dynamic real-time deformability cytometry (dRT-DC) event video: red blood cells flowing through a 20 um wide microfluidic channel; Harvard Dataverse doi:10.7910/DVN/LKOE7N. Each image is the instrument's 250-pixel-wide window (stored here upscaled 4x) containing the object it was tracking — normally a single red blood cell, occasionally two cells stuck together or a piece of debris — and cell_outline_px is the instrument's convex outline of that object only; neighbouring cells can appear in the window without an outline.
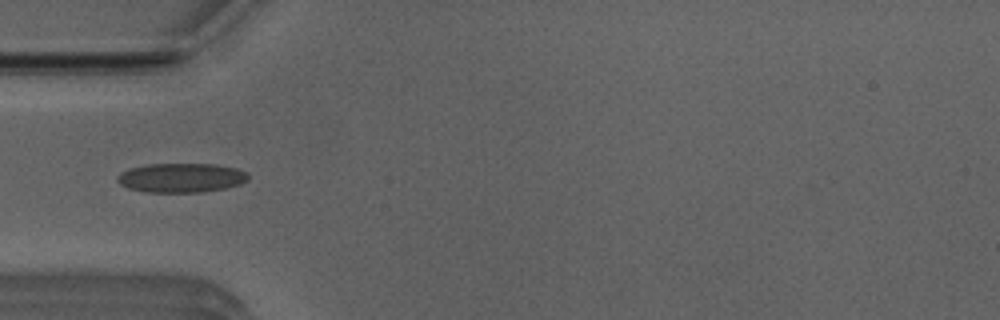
{"species": "Egyptian fruit bat (a non-hibernating species)", "species_latin": "Rousettus aegyptiacus", "temperature_condition": "room temperature", "stored_images_in_passage": 35, "camera_frame_rate_fps": 3000, "um_per_image_px": 0.085, "animal": {"sex": "male"}, "frame": {"image": 1, "passage_image": 2, "time_ms": 0.333, "image_size_px": [1000, 320], "cell_outline_px": [[248, 180], [240, 184], [224, 188], [200, 192], [148, 192], [128, 188], [120, 184], [116, 180], [116, 176], [120, 172], [128, 168], [148, 164], [216, 164], [236, 168], [248, 172]], "centroid_in_image_um": [15.38, 15.1], "position_along_channel_um": 69.6, "area_um2": 22.43}}
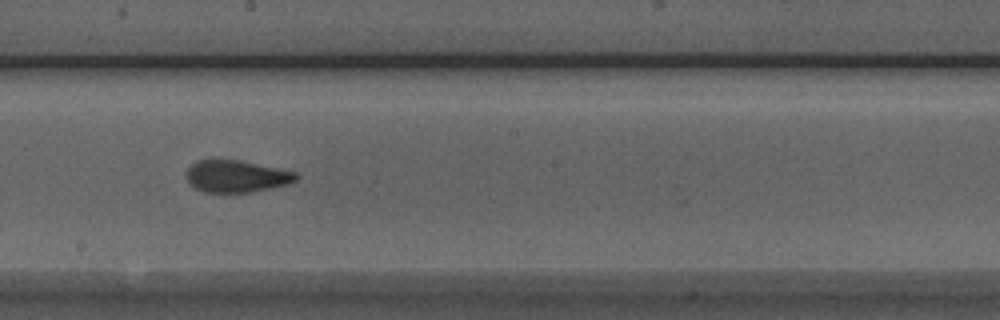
{"frame": {"image": 2, "passage_image": 14, "time_ms": 4.333, "image_size_px": [1000, 320], "cell_outline_px": [[300, 176], [296, 180], [288, 184], [248, 192], [204, 192], [188, 184], [184, 176], [184, 172], [196, 160], [212, 156], [240, 160], [296, 172]], "centroid_in_image_um": [19.99, 14.93], "position_along_channel_um": 228.2, "area_um2": 21.15}}
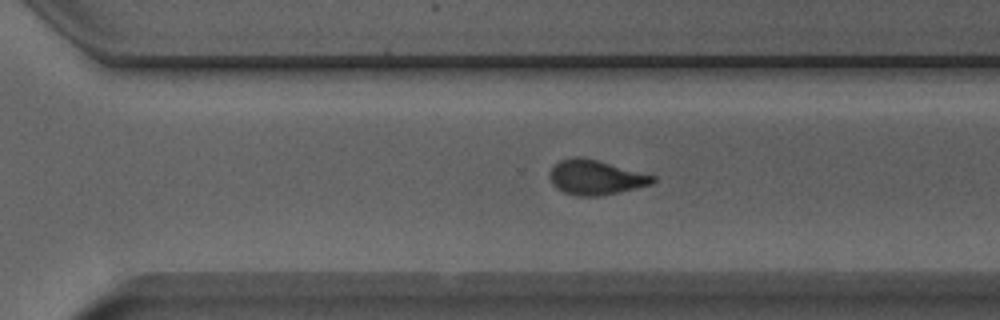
{"frame": {"image": 3, "passage_image": 21, "time_ms": 6.667, "image_size_px": [1000, 320], "cell_outline_px": [[656, 180], [652, 184], [616, 192], [596, 196], [576, 196], [564, 192], [556, 188], [552, 184], [552, 168], [560, 160], [576, 156], [580, 156], [596, 160], [656, 176]], "centroid_in_image_um": [50.63, 15.07], "position_along_channel_um": 320.0, "area_um2": 20.35}}